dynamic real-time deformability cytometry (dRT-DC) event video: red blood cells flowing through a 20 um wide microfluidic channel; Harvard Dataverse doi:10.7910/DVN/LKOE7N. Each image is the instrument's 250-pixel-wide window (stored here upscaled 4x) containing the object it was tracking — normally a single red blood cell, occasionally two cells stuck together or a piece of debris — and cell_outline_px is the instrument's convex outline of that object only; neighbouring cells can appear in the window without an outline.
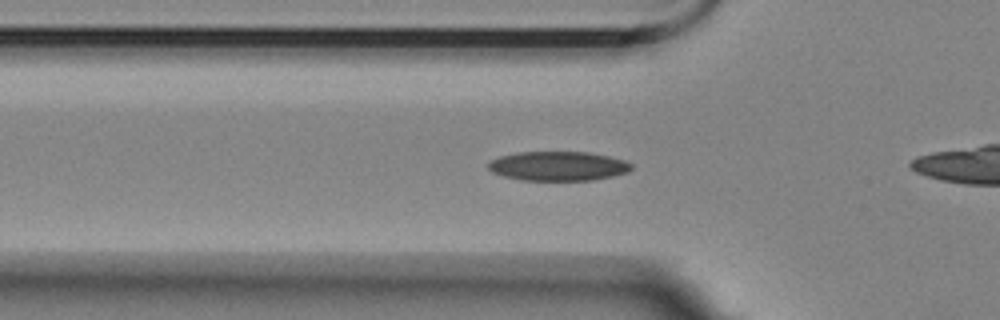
{"species": "Egyptian fruit bat (a non-hibernating species)", "species_latin": "Rousettus aegyptiacus", "temperature_condition": "room temperature", "stored_images_in_passage": 40, "camera_frame_rate_fps": 3000, "um_per_image_px": 0.085, "animal": {"sex": "female"}, "frame": {"image": 1, "passage_image": 12, "time_ms": 3.667, "image_size_px": [1000, 320], "cell_outline_px": [[632, 168], [628, 172], [612, 176], [592, 180], [520, 180], [504, 176], [492, 172], [488, 168], [488, 164], [492, 160], [500, 156], [520, 152], [588, 152], [608, 156], [624, 160], [632, 164]], "centroid_in_image_um": [47.45, 14.11], "position_along_channel_um": 78.4, "area_um2": 24.33}}
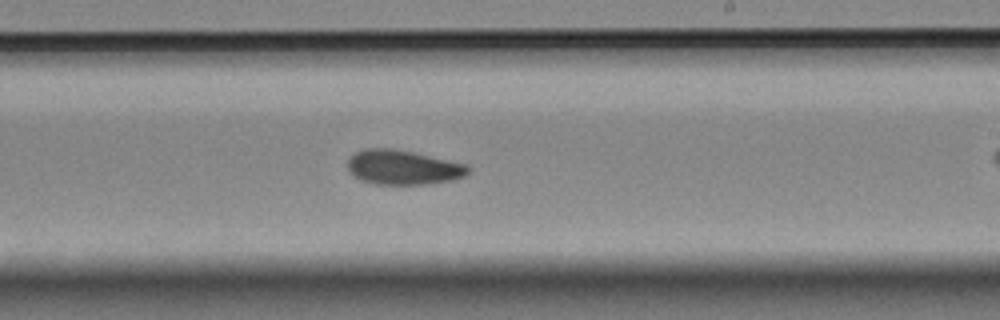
{"frame": {"image": 2, "passage_image": 27, "time_ms": 8.667, "image_size_px": [1000, 320], "cell_outline_px": [[468, 172], [464, 176], [452, 180], [428, 184], [376, 184], [360, 180], [352, 176], [348, 172], [348, 160], [356, 152], [364, 148], [392, 148], [412, 152], [468, 164]], "centroid_in_image_um": [34.22, 14.23], "position_along_channel_um": 254.8, "area_um2": 24.28}}
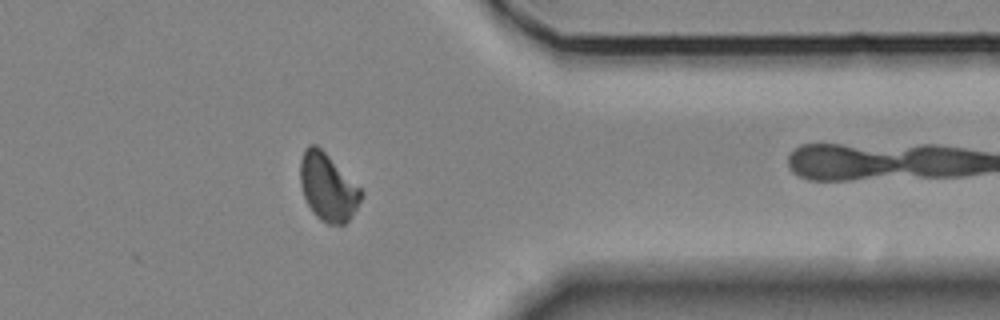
{"frame": {"image": 3, "passage_image": 39, "time_ms": 12.667, "image_size_px": [1000, 320], "cell_outline_px": [[364, 196], [352, 216], [344, 224], [328, 224], [320, 220], [312, 212], [304, 196], [300, 184], [300, 160], [308, 144], [316, 144], [364, 192]], "centroid_in_image_um": [27.86, 15.94], "position_along_channel_um": 383.5, "area_um2": 23.7}}